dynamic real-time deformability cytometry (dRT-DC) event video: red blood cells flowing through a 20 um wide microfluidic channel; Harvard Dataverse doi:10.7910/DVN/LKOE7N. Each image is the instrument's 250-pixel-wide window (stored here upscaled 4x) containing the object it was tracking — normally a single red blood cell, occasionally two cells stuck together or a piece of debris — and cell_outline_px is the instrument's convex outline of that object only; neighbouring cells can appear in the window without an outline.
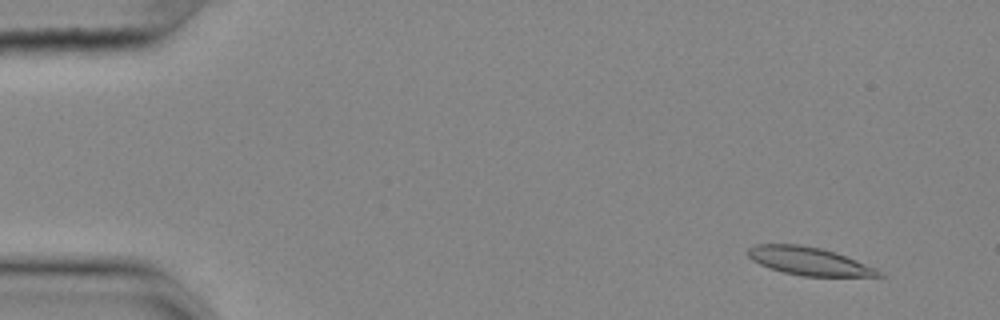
{"species": "common noctule bat (a hibernating species)", "species_latin": "Nyctalus noctula", "temperature_condition": "cold", "stored_images_in_passage": 16, "camera_frame_rate_fps": 3000, "um_per_image_px": 0.085, "animal": {"sex": "female", "body_mass_g": 25.1}, "frame": {"image": 1, "passage_image": 5, "time_ms": 1.333, "image_size_px": [1000, 320], "cell_outline_px": [[884, 276], [800, 276], [768, 268], [752, 260], [748, 256], [748, 248], [756, 244], [800, 244], [820, 248], [856, 260], [876, 268]], "centroid_in_image_um": [68.71, 22.19], "position_along_channel_um": 16.3, "area_um2": 21.1}}